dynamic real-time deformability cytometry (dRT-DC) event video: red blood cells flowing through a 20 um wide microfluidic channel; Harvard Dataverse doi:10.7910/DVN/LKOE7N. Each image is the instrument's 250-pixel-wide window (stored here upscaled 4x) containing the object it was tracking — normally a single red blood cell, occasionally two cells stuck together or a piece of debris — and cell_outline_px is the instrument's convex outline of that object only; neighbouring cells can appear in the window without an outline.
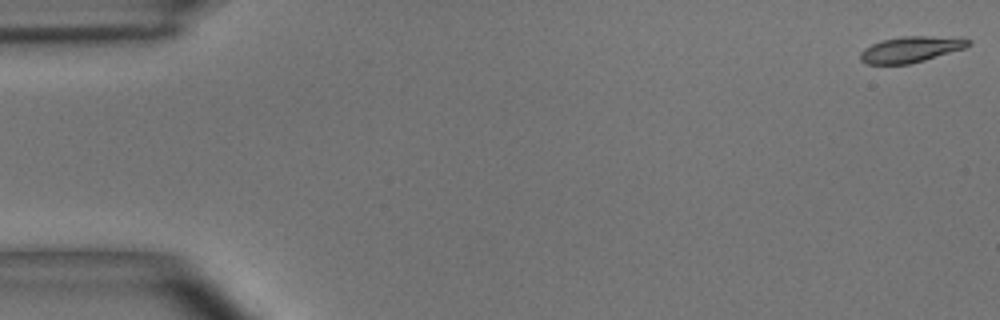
{"species": "common noctule bat (a hibernating species)", "species_latin": "Nyctalus noctula", "temperature_condition": "room temperature", "stored_images_in_passage": 55, "camera_frame_rate_fps": 3000, "um_per_image_px": 0.085, "animal": {"sex": "male", "body_mass_g": 15.6}, "frame": {"image": 1, "passage_image": 1, "time_ms": 0.0, "image_size_px": [1000, 320], "cell_outline_px": [[972, 44], [964, 48], [924, 60], [908, 64], [868, 64], [860, 60], [860, 52], [864, 48], [872, 44], [884, 40], [904, 36], [964, 36], [972, 40]], "centroid_in_image_um": [77.5, 4.17], "position_along_channel_um": 7.5, "area_um2": 16.47}}
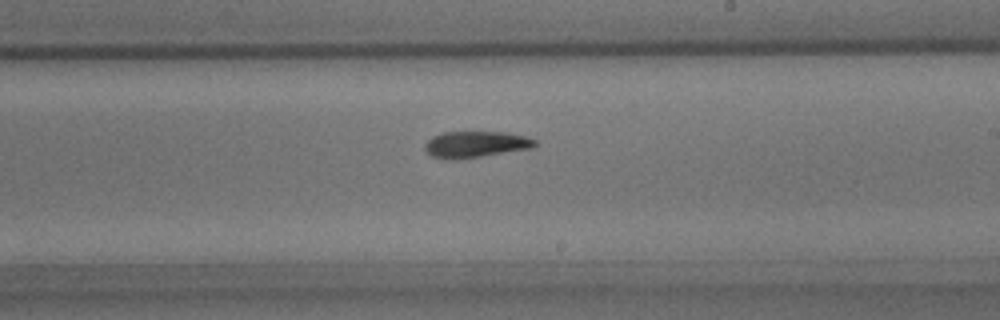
{"frame": {"image": 2, "passage_image": 32, "time_ms": 10.333, "image_size_px": [1000, 320], "cell_outline_px": [[536, 144], [532, 148], [480, 156], [452, 160], [432, 156], [424, 152], [424, 144], [432, 136], [444, 132], [508, 132], [524, 136], [536, 140]], "centroid_in_image_um": [40.38, 12.26], "position_along_channel_um": 248.6, "area_um2": 16.82}}
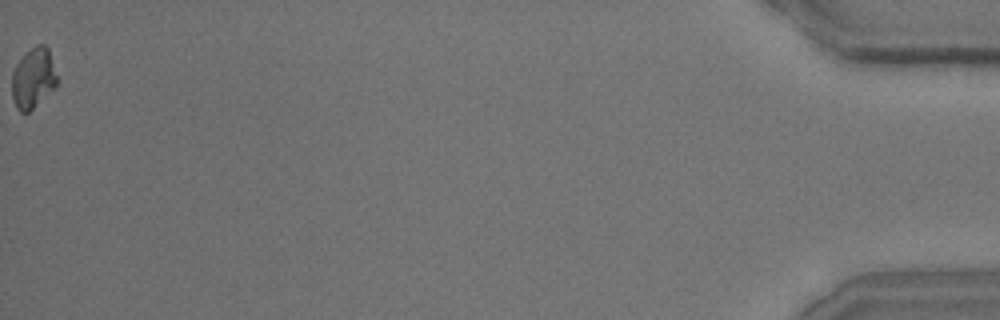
{"frame": {"image": 3, "passage_image": 55, "time_ms": 18.0, "image_size_px": [1000, 320], "cell_outline_px": [[60, 80], [56, 88], [28, 112], [20, 112], [16, 108], [12, 96], [12, 72], [16, 64], [36, 44], [44, 44], [48, 48]], "centroid_in_image_um": [2.87, 6.66], "position_along_channel_um": 432.3, "area_um2": 16.07}, "authors_computed_cell_mechanics": {"area_um2": 16.8198, "velocity_mm_per_s": 3.6465, "shape_relaxation_time_tau1_ms": 4.6817, "shape_relaxation_time_tau2_ms": 4.2247, "deformation_change_tau1": 0.1798, "deformation_change_tau2": 0.1188}}